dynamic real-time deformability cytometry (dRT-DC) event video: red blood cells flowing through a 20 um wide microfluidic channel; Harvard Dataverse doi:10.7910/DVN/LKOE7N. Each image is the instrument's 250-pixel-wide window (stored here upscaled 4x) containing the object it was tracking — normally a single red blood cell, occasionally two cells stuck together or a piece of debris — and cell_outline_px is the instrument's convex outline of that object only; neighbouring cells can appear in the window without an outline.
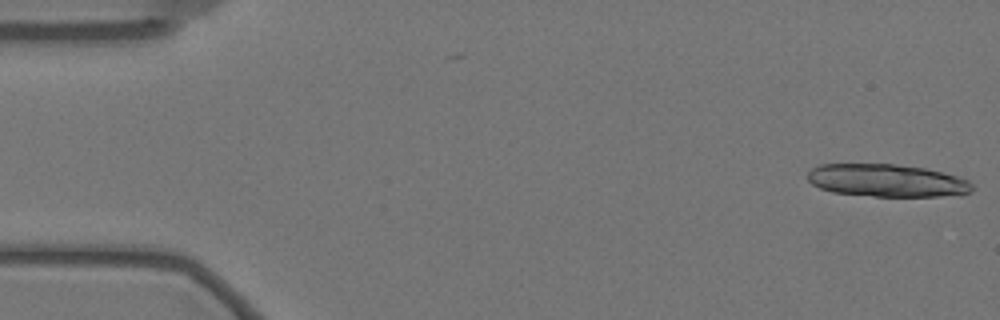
{"species": "Egyptian fruit bat (a non-hibernating species)", "species_latin": "Rousettus aegyptiacus", "temperature_condition": "warm", "stored_images_in_passage": 16, "camera_frame_rate_fps": 3000, "um_per_image_px": 0.085, "animal": {"sex": "female"}, "frame": {"image": 1, "passage_image": 1, "time_ms": 0.0, "image_size_px": [1000, 320], "cell_outline_px": [[972, 188], [968, 192], [960, 196], [872, 196], [832, 192], [820, 188], [812, 184], [808, 180], [808, 172], [812, 168], [820, 164], [896, 164], [924, 168], [956, 176], [968, 180], [972, 184]], "centroid_in_image_um": [75.37, 15.35], "position_along_channel_um": 9.6, "area_um2": 31.27}}